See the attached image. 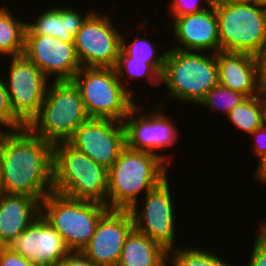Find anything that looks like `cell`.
Returning <instances> with one entry per match:
<instances>
[{
  "mask_svg": "<svg viewBox=\"0 0 266 266\" xmlns=\"http://www.w3.org/2000/svg\"><path fill=\"white\" fill-rule=\"evenodd\" d=\"M255 169L256 172L254 171V178L260 182L266 183V157L257 164Z\"/></svg>",
  "mask_w": 266,
  "mask_h": 266,
  "instance_id": "35",
  "label": "cell"
},
{
  "mask_svg": "<svg viewBox=\"0 0 266 266\" xmlns=\"http://www.w3.org/2000/svg\"><path fill=\"white\" fill-rule=\"evenodd\" d=\"M211 54L167 49L161 84L166 85L169 98L198 106L207 92L219 84L217 54Z\"/></svg>",
  "mask_w": 266,
  "mask_h": 266,
  "instance_id": "4",
  "label": "cell"
},
{
  "mask_svg": "<svg viewBox=\"0 0 266 266\" xmlns=\"http://www.w3.org/2000/svg\"><path fill=\"white\" fill-rule=\"evenodd\" d=\"M263 125L266 127V96H263Z\"/></svg>",
  "mask_w": 266,
  "mask_h": 266,
  "instance_id": "38",
  "label": "cell"
},
{
  "mask_svg": "<svg viewBox=\"0 0 266 266\" xmlns=\"http://www.w3.org/2000/svg\"><path fill=\"white\" fill-rule=\"evenodd\" d=\"M169 178L145 195L143 209L135 204L129 209L134 229L162 245L166 250L175 249V213Z\"/></svg>",
  "mask_w": 266,
  "mask_h": 266,
  "instance_id": "11",
  "label": "cell"
},
{
  "mask_svg": "<svg viewBox=\"0 0 266 266\" xmlns=\"http://www.w3.org/2000/svg\"><path fill=\"white\" fill-rule=\"evenodd\" d=\"M26 22L13 16L8 7H0V50L11 57L23 56Z\"/></svg>",
  "mask_w": 266,
  "mask_h": 266,
  "instance_id": "22",
  "label": "cell"
},
{
  "mask_svg": "<svg viewBox=\"0 0 266 266\" xmlns=\"http://www.w3.org/2000/svg\"><path fill=\"white\" fill-rule=\"evenodd\" d=\"M256 3H259V4L266 6V0H256Z\"/></svg>",
  "mask_w": 266,
  "mask_h": 266,
  "instance_id": "40",
  "label": "cell"
},
{
  "mask_svg": "<svg viewBox=\"0 0 266 266\" xmlns=\"http://www.w3.org/2000/svg\"><path fill=\"white\" fill-rule=\"evenodd\" d=\"M167 163L157 154L125 148L107 174V207L129 210L138 196L158 186L168 176Z\"/></svg>",
  "mask_w": 266,
  "mask_h": 266,
  "instance_id": "2",
  "label": "cell"
},
{
  "mask_svg": "<svg viewBox=\"0 0 266 266\" xmlns=\"http://www.w3.org/2000/svg\"><path fill=\"white\" fill-rule=\"evenodd\" d=\"M23 56L52 81H72L81 69L74 42H63L49 35L25 34Z\"/></svg>",
  "mask_w": 266,
  "mask_h": 266,
  "instance_id": "14",
  "label": "cell"
},
{
  "mask_svg": "<svg viewBox=\"0 0 266 266\" xmlns=\"http://www.w3.org/2000/svg\"><path fill=\"white\" fill-rule=\"evenodd\" d=\"M0 266H38L8 247H0Z\"/></svg>",
  "mask_w": 266,
  "mask_h": 266,
  "instance_id": "30",
  "label": "cell"
},
{
  "mask_svg": "<svg viewBox=\"0 0 266 266\" xmlns=\"http://www.w3.org/2000/svg\"><path fill=\"white\" fill-rule=\"evenodd\" d=\"M219 84L247 95H260L256 56L248 53H217Z\"/></svg>",
  "mask_w": 266,
  "mask_h": 266,
  "instance_id": "18",
  "label": "cell"
},
{
  "mask_svg": "<svg viewBox=\"0 0 266 266\" xmlns=\"http://www.w3.org/2000/svg\"><path fill=\"white\" fill-rule=\"evenodd\" d=\"M89 118L123 122L134 107V97L124 88L112 67H81L74 75Z\"/></svg>",
  "mask_w": 266,
  "mask_h": 266,
  "instance_id": "8",
  "label": "cell"
},
{
  "mask_svg": "<svg viewBox=\"0 0 266 266\" xmlns=\"http://www.w3.org/2000/svg\"><path fill=\"white\" fill-rule=\"evenodd\" d=\"M114 68L121 84L133 97L134 93L132 92L134 91H131L128 86L125 85L131 83L130 81L132 80H139L141 77H143L141 79L144 80V77H146L147 83L152 86H160L161 84V75L149 63H146V61L135 60V58L127 56L122 50H120ZM127 77H130L131 80Z\"/></svg>",
  "mask_w": 266,
  "mask_h": 266,
  "instance_id": "23",
  "label": "cell"
},
{
  "mask_svg": "<svg viewBox=\"0 0 266 266\" xmlns=\"http://www.w3.org/2000/svg\"><path fill=\"white\" fill-rule=\"evenodd\" d=\"M136 103L123 120L126 147L136 151H146L159 155L166 163L170 155L155 152L165 147H173L178 142V130L174 121L163 112V105L155 106L147 112L138 114L141 108ZM153 110V111H152ZM137 115V116H136ZM141 115V116H140Z\"/></svg>",
  "mask_w": 266,
  "mask_h": 266,
  "instance_id": "10",
  "label": "cell"
},
{
  "mask_svg": "<svg viewBox=\"0 0 266 266\" xmlns=\"http://www.w3.org/2000/svg\"><path fill=\"white\" fill-rule=\"evenodd\" d=\"M220 51L257 56L266 47V6L252 2L213 0Z\"/></svg>",
  "mask_w": 266,
  "mask_h": 266,
  "instance_id": "6",
  "label": "cell"
},
{
  "mask_svg": "<svg viewBox=\"0 0 266 266\" xmlns=\"http://www.w3.org/2000/svg\"><path fill=\"white\" fill-rule=\"evenodd\" d=\"M7 247L38 266H55L71 252L41 215Z\"/></svg>",
  "mask_w": 266,
  "mask_h": 266,
  "instance_id": "16",
  "label": "cell"
},
{
  "mask_svg": "<svg viewBox=\"0 0 266 266\" xmlns=\"http://www.w3.org/2000/svg\"><path fill=\"white\" fill-rule=\"evenodd\" d=\"M258 85L261 96H266V47L256 56Z\"/></svg>",
  "mask_w": 266,
  "mask_h": 266,
  "instance_id": "34",
  "label": "cell"
},
{
  "mask_svg": "<svg viewBox=\"0 0 266 266\" xmlns=\"http://www.w3.org/2000/svg\"><path fill=\"white\" fill-rule=\"evenodd\" d=\"M229 1H236V2H252V3H256V0H229Z\"/></svg>",
  "mask_w": 266,
  "mask_h": 266,
  "instance_id": "39",
  "label": "cell"
},
{
  "mask_svg": "<svg viewBox=\"0 0 266 266\" xmlns=\"http://www.w3.org/2000/svg\"><path fill=\"white\" fill-rule=\"evenodd\" d=\"M55 266H97L81 251H71Z\"/></svg>",
  "mask_w": 266,
  "mask_h": 266,
  "instance_id": "31",
  "label": "cell"
},
{
  "mask_svg": "<svg viewBox=\"0 0 266 266\" xmlns=\"http://www.w3.org/2000/svg\"><path fill=\"white\" fill-rule=\"evenodd\" d=\"M9 63L6 90L14 114L27 126L38 114L50 82L24 56L13 57Z\"/></svg>",
  "mask_w": 266,
  "mask_h": 266,
  "instance_id": "12",
  "label": "cell"
},
{
  "mask_svg": "<svg viewBox=\"0 0 266 266\" xmlns=\"http://www.w3.org/2000/svg\"><path fill=\"white\" fill-rule=\"evenodd\" d=\"M53 191L107 206L108 170L68 142L53 145Z\"/></svg>",
  "mask_w": 266,
  "mask_h": 266,
  "instance_id": "3",
  "label": "cell"
},
{
  "mask_svg": "<svg viewBox=\"0 0 266 266\" xmlns=\"http://www.w3.org/2000/svg\"><path fill=\"white\" fill-rule=\"evenodd\" d=\"M168 264L172 266H232L219 255L197 247H176L169 250Z\"/></svg>",
  "mask_w": 266,
  "mask_h": 266,
  "instance_id": "25",
  "label": "cell"
},
{
  "mask_svg": "<svg viewBox=\"0 0 266 266\" xmlns=\"http://www.w3.org/2000/svg\"><path fill=\"white\" fill-rule=\"evenodd\" d=\"M68 143L107 170L126 148L123 122L89 118L79 126Z\"/></svg>",
  "mask_w": 266,
  "mask_h": 266,
  "instance_id": "13",
  "label": "cell"
},
{
  "mask_svg": "<svg viewBox=\"0 0 266 266\" xmlns=\"http://www.w3.org/2000/svg\"><path fill=\"white\" fill-rule=\"evenodd\" d=\"M53 145L27 126L4 130L0 193L43 200L53 191Z\"/></svg>",
  "mask_w": 266,
  "mask_h": 266,
  "instance_id": "1",
  "label": "cell"
},
{
  "mask_svg": "<svg viewBox=\"0 0 266 266\" xmlns=\"http://www.w3.org/2000/svg\"><path fill=\"white\" fill-rule=\"evenodd\" d=\"M41 215V200L0 193V247H7Z\"/></svg>",
  "mask_w": 266,
  "mask_h": 266,
  "instance_id": "19",
  "label": "cell"
},
{
  "mask_svg": "<svg viewBox=\"0 0 266 266\" xmlns=\"http://www.w3.org/2000/svg\"><path fill=\"white\" fill-rule=\"evenodd\" d=\"M168 250L133 229L127 236L117 266H167Z\"/></svg>",
  "mask_w": 266,
  "mask_h": 266,
  "instance_id": "21",
  "label": "cell"
},
{
  "mask_svg": "<svg viewBox=\"0 0 266 266\" xmlns=\"http://www.w3.org/2000/svg\"><path fill=\"white\" fill-rule=\"evenodd\" d=\"M256 142L253 148L256 158H259V161H262L266 157V127L263 125L260 128L256 129L252 134H250Z\"/></svg>",
  "mask_w": 266,
  "mask_h": 266,
  "instance_id": "33",
  "label": "cell"
},
{
  "mask_svg": "<svg viewBox=\"0 0 266 266\" xmlns=\"http://www.w3.org/2000/svg\"><path fill=\"white\" fill-rule=\"evenodd\" d=\"M248 96L228 89L220 84L210 89L199 105L210 108L209 111L219 110L227 115L232 108L243 102Z\"/></svg>",
  "mask_w": 266,
  "mask_h": 266,
  "instance_id": "27",
  "label": "cell"
},
{
  "mask_svg": "<svg viewBox=\"0 0 266 266\" xmlns=\"http://www.w3.org/2000/svg\"><path fill=\"white\" fill-rule=\"evenodd\" d=\"M0 125L8 130H17L26 125L14 114L6 90L5 79L0 77Z\"/></svg>",
  "mask_w": 266,
  "mask_h": 266,
  "instance_id": "28",
  "label": "cell"
},
{
  "mask_svg": "<svg viewBox=\"0 0 266 266\" xmlns=\"http://www.w3.org/2000/svg\"><path fill=\"white\" fill-rule=\"evenodd\" d=\"M203 1L206 2L205 4L207 5L205 6L207 7H203V5L201 4V0H171V3L169 5L171 11L170 15H172L171 19L178 16H184L203 11L204 9L208 8L210 4L213 3V0Z\"/></svg>",
  "mask_w": 266,
  "mask_h": 266,
  "instance_id": "29",
  "label": "cell"
},
{
  "mask_svg": "<svg viewBox=\"0 0 266 266\" xmlns=\"http://www.w3.org/2000/svg\"><path fill=\"white\" fill-rule=\"evenodd\" d=\"M109 208L96 201L72 199L54 191L41 201V216L60 234L70 251H82Z\"/></svg>",
  "mask_w": 266,
  "mask_h": 266,
  "instance_id": "7",
  "label": "cell"
},
{
  "mask_svg": "<svg viewBox=\"0 0 266 266\" xmlns=\"http://www.w3.org/2000/svg\"><path fill=\"white\" fill-rule=\"evenodd\" d=\"M3 142H4V130L0 127V176L2 166V153H3Z\"/></svg>",
  "mask_w": 266,
  "mask_h": 266,
  "instance_id": "37",
  "label": "cell"
},
{
  "mask_svg": "<svg viewBox=\"0 0 266 266\" xmlns=\"http://www.w3.org/2000/svg\"><path fill=\"white\" fill-rule=\"evenodd\" d=\"M172 21V30L178 42L171 49L216 54L220 51L218 20L213 3L203 11L178 16Z\"/></svg>",
  "mask_w": 266,
  "mask_h": 266,
  "instance_id": "17",
  "label": "cell"
},
{
  "mask_svg": "<svg viewBox=\"0 0 266 266\" xmlns=\"http://www.w3.org/2000/svg\"><path fill=\"white\" fill-rule=\"evenodd\" d=\"M231 124L246 134L263 126V96L247 97L226 115Z\"/></svg>",
  "mask_w": 266,
  "mask_h": 266,
  "instance_id": "24",
  "label": "cell"
},
{
  "mask_svg": "<svg viewBox=\"0 0 266 266\" xmlns=\"http://www.w3.org/2000/svg\"><path fill=\"white\" fill-rule=\"evenodd\" d=\"M47 87L38 114L27 127L52 145L68 142L89 116L73 81H53Z\"/></svg>",
  "mask_w": 266,
  "mask_h": 266,
  "instance_id": "5",
  "label": "cell"
},
{
  "mask_svg": "<svg viewBox=\"0 0 266 266\" xmlns=\"http://www.w3.org/2000/svg\"><path fill=\"white\" fill-rule=\"evenodd\" d=\"M262 225H260V231L257 233V237L266 244V219L263 221V223H261Z\"/></svg>",
  "mask_w": 266,
  "mask_h": 266,
  "instance_id": "36",
  "label": "cell"
},
{
  "mask_svg": "<svg viewBox=\"0 0 266 266\" xmlns=\"http://www.w3.org/2000/svg\"><path fill=\"white\" fill-rule=\"evenodd\" d=\"M90 10L84 16L66 6L44 10L37 19L35 18L34 22L26 21L25 34L49 35L59 38L63 42H74L77 31L94 12V9Z\"/></svg>",
  "mask_w": 266,
  "mask_h": 266,
  "instance_id": "20",
  "label": "cell"
},
{
  "mask_svg": "<svg viewBox=\"0 0 266 266\" xmlns=\"http://www.w3.org/2000/svg\"><path fill=\"white\" fill-rule=\"evenodd\" d=\"M110 19L95 10L77 31L74 47L81 67H115L122 32H118Z\"/></svg>",
  "mask_w": 266,
  "mask_h": 266,
  "instance_id": "9",
  "label": "cell"
},
{
  "mask_svg": "<svg viewBox=\"0 0 266 266\" xmlns=\"http://www.w3.org/2000/svg\"><path fill=\"white\" fill-rule=\"evenodd\" d=\"M247 266H266V244L257 236L254 240L252 255Z\"/></svg>",
  "mask_w": 266,
  "mask_h": 266,
  "instance_id": "32",
  "label": "cell"
},
{
  "mask_svg": "<svg viewBox=\"0 0 266 266\" xmlns=\"http://www.w3.org/2000/svg\"><path fill=\"white\" fill-rule=\"evenodd\" d=\"M133 40L130 44L126 42L125 35L122 34L121 39V50L129 57L135 58V60L146 61L149 63L160 75L163 72L164 61L167 50L163 52V54L158 53L155 50V46H153L149 39L146 38H138ZM155 50V51H154ZM157 55V56H156Z\"/></svg>",
  "mask_w": 266,
  "mask_h": 266,
  "instance_id": "26",
  "label": "cell"
},
{
  "mask_svg": "<svg viewBox=\"0 0 266 266\" xmlns=\"http://www.w3.org/2000/svg\"><path fill=\"white\" fill-rule=\"evenodd\" d=\"M134 229L129 210H108L81 251L97 266H117L125 240Z\"/></svg>",
  "mask_w": 266,
  "mask_h": 266,
  "instance_id": "15",
  "label": "cell"
}]
</instances>
